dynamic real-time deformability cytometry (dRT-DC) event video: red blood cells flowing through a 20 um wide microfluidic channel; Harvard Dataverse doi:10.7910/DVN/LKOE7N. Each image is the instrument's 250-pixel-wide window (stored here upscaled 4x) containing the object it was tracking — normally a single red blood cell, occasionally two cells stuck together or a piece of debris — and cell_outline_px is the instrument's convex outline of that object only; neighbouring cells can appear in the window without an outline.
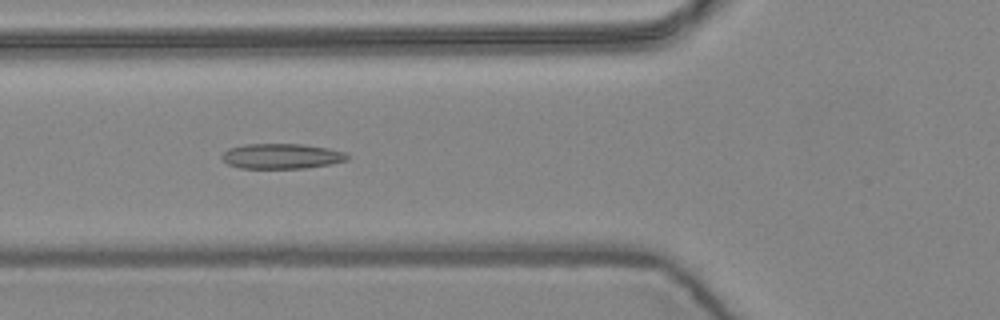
{"species": "common noctule bat (a hibernating species)", "species_latin": "Nyctalus noctula", "temperature_condition": "warm", "stored_images_in_passage": 10, "camera_frame_rate_fps": 3000, "um_per_image_px": 0.085, "animal": {"sex": "female", "body_mass_g": 24.6, "forearm_length_mm": 56.2}, "frame": {"image": 1, "passage_image": 3, "time_ms": 0.667, "image_size_px": [1000, 320], "cell_outline_px": [[348, 160], [332, 164], [304, 168], [240, 168], [228, 164], [220, 156], [228, 148], [244, 144], [304, 144], [328, 148], [344, 152], [348, 156]], "centroid_in_image_um": [23.93, 13.27], "position_along_channel_um": 101.9, "area_um2": 18.44}}
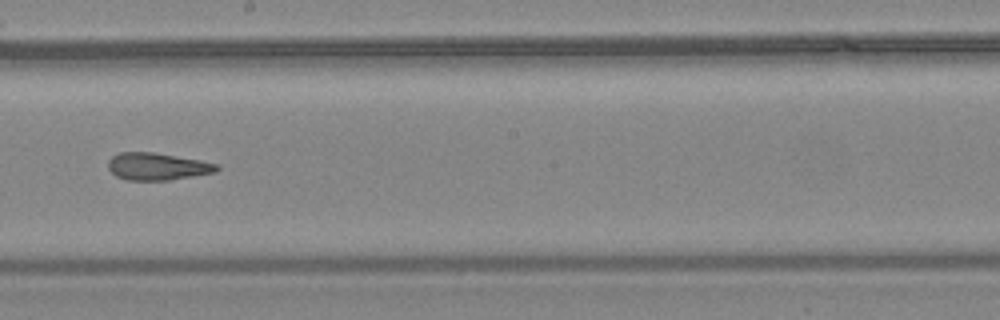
{"frame": {"image": 2, "passage_image": 6, "time_ms": 1.667, "image_size_px": [1000, 320], "cell_outline_px": [[220, 168], [216, 172], [168, 180], [128, 180], [116, 176], [108, 168], [108, 160], [112, 156], [120, 152], [152, 152], [200, 160], [220, 164]], "centroid_in_image_um": [13.38, 14.14], "position_along_channel_um": 234.8, "area_um2": 17.22}}
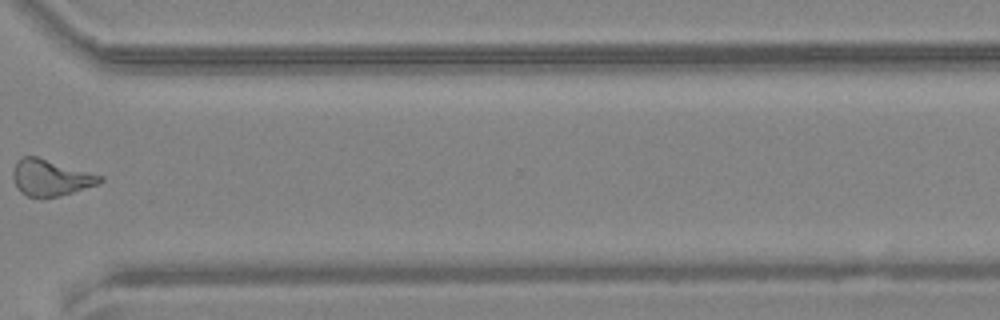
{"frame": {"image": 3, "passage_image": 9, "time_ms": 2.667, "image_size_px": [1000, 320], "cell_outline_px": [[104, 180], [100, 184], [60, 196], [28, 196], [20, 192], [16, 188], [12, 176], [12, 172], [16, 160], [24, 156], [36, 156], [104, 176]], "centroid_in_image_um": [4.3, 15.09], "position_along_channel_um": 366.3, "area_um2": 18.44}}